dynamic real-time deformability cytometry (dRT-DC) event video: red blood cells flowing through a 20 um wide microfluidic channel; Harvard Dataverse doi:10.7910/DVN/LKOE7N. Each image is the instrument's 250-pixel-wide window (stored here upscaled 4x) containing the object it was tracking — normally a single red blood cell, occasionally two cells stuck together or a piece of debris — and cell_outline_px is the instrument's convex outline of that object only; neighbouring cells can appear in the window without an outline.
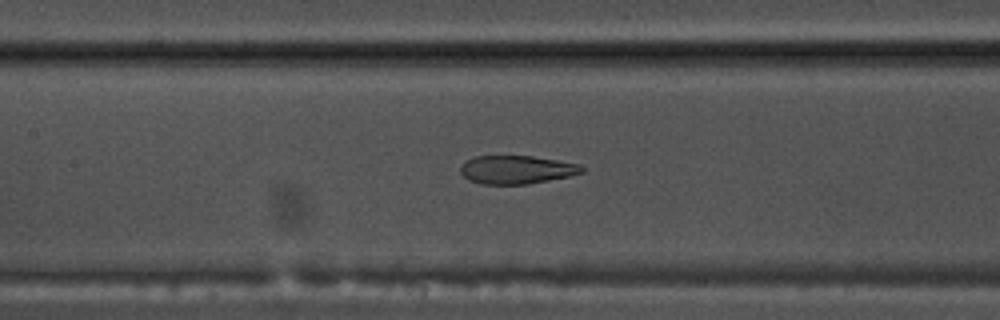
{"species": "common noctule bat (a hibernating species)", "species_latin": "Nyctalus noctula", "temperature_condition": "warm", "stored_images_in_passage": 44, "camera_frame_rate_fps": 3000, "um_per_image_px": 0.085, "animal": {"sex": "male", "body_mass_g": 17.5, "forearm_length_mm": 52.3}, "frame": {"image": 1, "passage_image": 25, "time_ms": 8.0, "image_size_px": [1000, 320], "cell_outline_px": [[584, 172], [568, 176], [528, 184], [480, 184], [468, 180], [460, 172], [460, 168], [464, 160], [472, 156], [532, 156], [580, 164], [584, 168]], "centroid_in_image_um": [43.86, 14.42], "position_along_channel_um": 163.5, "area_um2": 20.11}}
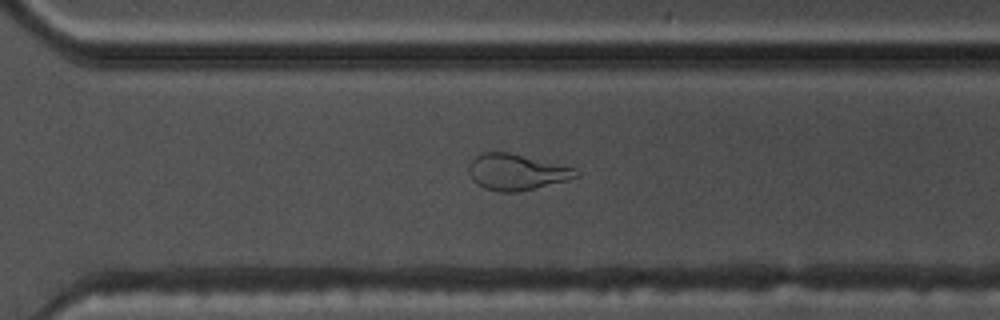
{"frame": {"image": 2, "passage_image": 38, "time_ms": 12.333, "image_size_px": [1000, 320], "cell_outline_px": [[580, 176], [568, 180], [516, 192], [500, 192], [484, 188], [476, 184], [472, 180], [468, 172], [468, 164], [480, 152], [508, 152], [576, 168], [580, 172]], "centroid_in_image_um": [43.88, 14.62], "position_along_channel_um": 326.7, "area_um2": 22.6}}
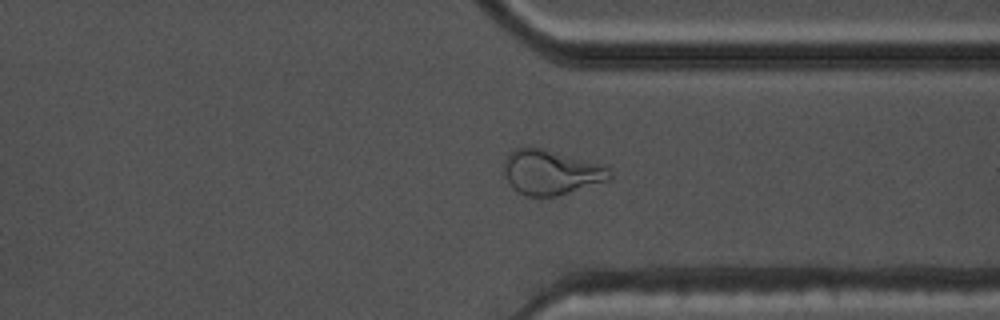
{"frame": {"image": 3, "passage_image": 41, "time_ms": 13.333, "image_size_px": [1000, 320], "cell_outline_px": [[612, 180], [556, 196], [528, 196], [516, 192], [512, 188], [504, 176], [504, 160], [508, 152], [516, 148], [544, 148], [604, 164], [612, 168]], "centroid_in_image_um": [46.88, 14.64], "position_along_channel_um": 364.5, "area_um2": 28.21}}